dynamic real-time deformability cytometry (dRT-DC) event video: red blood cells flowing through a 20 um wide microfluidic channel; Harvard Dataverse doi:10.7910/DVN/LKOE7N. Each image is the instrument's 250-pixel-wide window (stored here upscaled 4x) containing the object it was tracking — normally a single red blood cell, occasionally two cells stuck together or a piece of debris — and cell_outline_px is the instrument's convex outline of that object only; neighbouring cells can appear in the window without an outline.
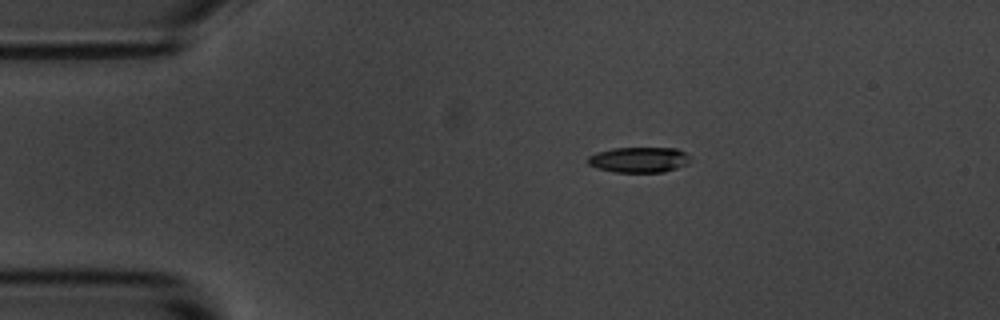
{"species": "common noctule bat (a hibernating species)", "species_latin": "Nyctalus noctula", "temperature_condition": "room temperature", "stored_images_in_passage": 12, "camera_frame_rate_fps": 3000, "um_per_image_px": 0.085, "animal": {"sex": "male", "body_mass_g": 20.1, "forearm_length_mm": 53.5}, "frame": {"image": 1, "passage_image": 1, "time_ms": 0.0, "image_size_px": [1000, 320], "cell_outline_px": [[688, 164], [664, 172], [616, 172], [596, 168], [588, 164], [588, 156], [596, 152], [612, 148], [676, 148], [684, 152], [688, 156]], "centroid_in_image_um": [54.28, 13.58], "position_along_channel_um": 30.7, "area_um2": 15.14}}
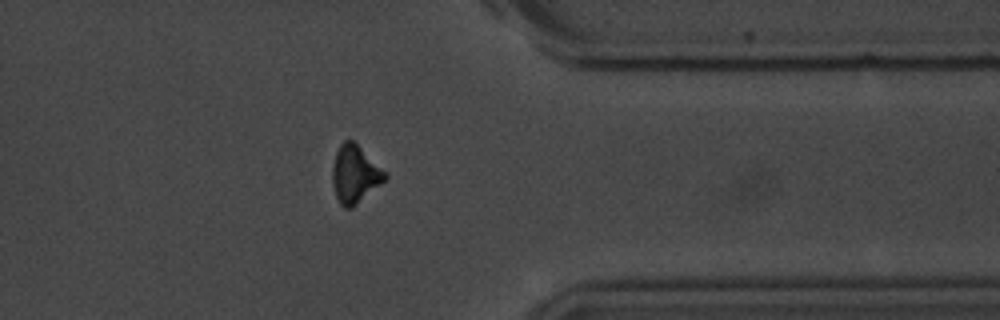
{"frame": {"image": 2, "passage_image": 10, "time_ms": 11.0, "image_size_px": [1000, 320], "cell_outline_px": [[388, 176], [380, 184], [352, 208], [344, 208], [340, 204], [336, 196], [332, 184], [332, 168], [336, 152], [340, 144], [344, 140], [352, 140], [388, 172]], "centroid_in_image_um": [30.16, 14.8], "position_along_channel_um": 381.2, "area_um2": 17.63}}
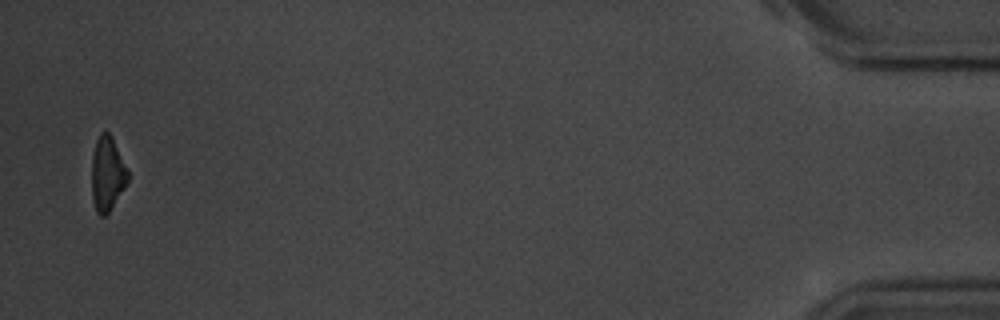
{"frame": {"image": 3, "passage_image": 12, "time_ms": 14.333, "image_size_px": [1000, 320], "cell_outline_px": [[128, 180], [124, 188], [108, 212], [104, 216], [100, 216], [96, 212], [92, 196], [92, 156], [96, 140], [100, 132], [108, 132], [112, 136], [128, 172]], "centroid_in_image_um": [9.1, 14.76], "position_along_channel_um": 426.1, "area_um2": 15.43}, "authors_computed_cell_mechanics": {"area_um2": 17.2244, "velocity_mm_per_s": 3.6984, "shape_relaxation_time_tau1_ms": 3.2066, "shape_relaxation_time_tau2_ms": null, "deformation_change_tau1": 0.1046, "deformation_change_tau2": null}}